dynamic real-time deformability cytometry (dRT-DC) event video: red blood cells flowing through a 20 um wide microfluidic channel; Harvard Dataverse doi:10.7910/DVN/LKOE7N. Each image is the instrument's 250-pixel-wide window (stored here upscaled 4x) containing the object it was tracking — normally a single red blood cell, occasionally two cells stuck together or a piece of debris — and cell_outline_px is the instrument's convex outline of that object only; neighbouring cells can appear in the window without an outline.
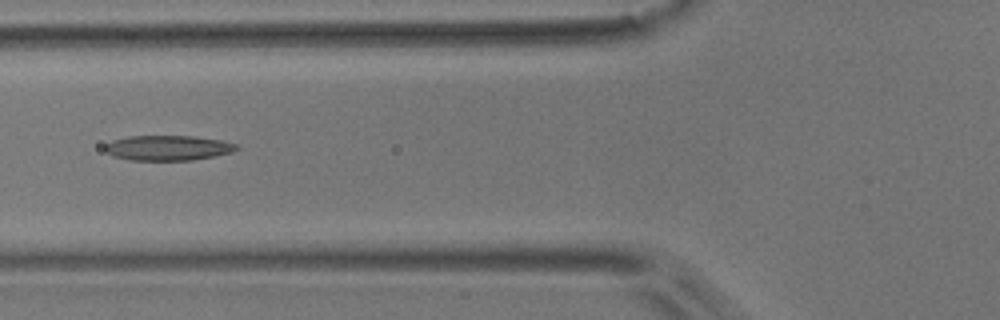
{"species": "common noctule bat (a hibernating species)", "species_latin": "Nyctalus noctula", "temperature_condition": "room temperature", "stored_images_in_passage": 6, "camera_frame_rate_fps": 3000, "um_per_image_px": 0.085, "animal": {"sex": "male", "body_mass_g": 17.9}, "frame": {"image": 1, "passage_image": 6, "time_ms": 1.667, "image_size_px": [1000, 320], "cell_outline_px": [[240, 148], [232, 152], [192, 160], [128, 160], [112, 156], [104, 148], [104, 144], [112, 140], [128, 136], [196, 136], [220, 140], [236, 144]], "centroid_in_image_um": [14.24, 12.57], "position_along_channel_um": 111.6, "area_um2": 19.25}}